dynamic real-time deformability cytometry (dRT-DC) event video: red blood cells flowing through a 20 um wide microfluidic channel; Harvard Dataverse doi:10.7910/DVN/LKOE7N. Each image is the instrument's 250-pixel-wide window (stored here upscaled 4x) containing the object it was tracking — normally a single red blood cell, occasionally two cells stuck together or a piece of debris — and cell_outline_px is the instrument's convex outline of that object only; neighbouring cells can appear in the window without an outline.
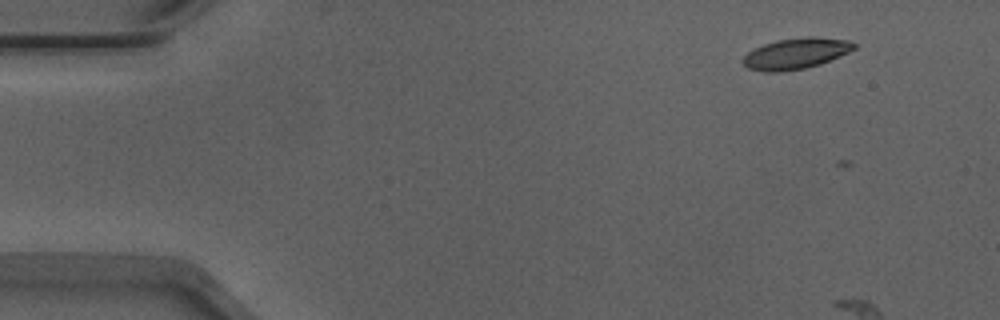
{"species": "Egyptian fruit bat (a non-hibernating species)", "species_latin": "Rousettus aegyptiacus", "temperature_condition": "warm", "stored_images_in_passage": 4, "camera_frame_rate_fps": 3000, "um_per_image_px": 0.085, "animal": {"sex": "male"}, "frame": {"image": 1, "passage_image": 2, "time_ms": 0.333, "image_size_px": [1000, 320], "cell_outline_px": [[856, 48], [848, 52], [820, 64], [804, 68], [780, 72], [764, 72], [748, 68], [740, 60], [752, 48], [776, 40], [804, 36], [812, 36], [848, 40], [856, 44]], "centroid_in_image_um": [67.61, 4.54], "position_along_channel_um": 17.4, "area_um2": 20.11}}